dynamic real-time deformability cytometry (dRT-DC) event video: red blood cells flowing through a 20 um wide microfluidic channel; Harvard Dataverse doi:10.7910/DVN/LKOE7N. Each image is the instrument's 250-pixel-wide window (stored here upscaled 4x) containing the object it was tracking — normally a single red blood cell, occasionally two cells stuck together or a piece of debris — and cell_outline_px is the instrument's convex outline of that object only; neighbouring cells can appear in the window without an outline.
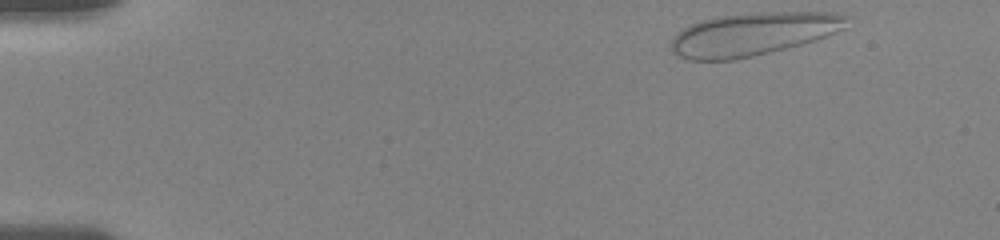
{"species": "human", "species_latin": "Homo sapiens", "temperature_condition": "room temperature", "stored_images_in_passage": 53, "camera_frame_rate_fps": 3000, "um_per_image_px": 0.085, "donor": {"sex": "female"}, "frame": {"image": 1, "passage_image": 1, "time_ms": 0.0, "image_size_px": [1000, 240], "cell_outline_px": [[852, 16], [844, 28], [836, 32], [816, 40], [752, 56], [732, 60], [688, 60], [676, 56], [672, 52], [672, 36], [676, 32], [700, 20], [716, 16], [768, 12], [828, 12]], "centroid_in_image_um": [63.99, 2.89], "position_along_channel_um": 21.0, "area_um2": 43.99}}
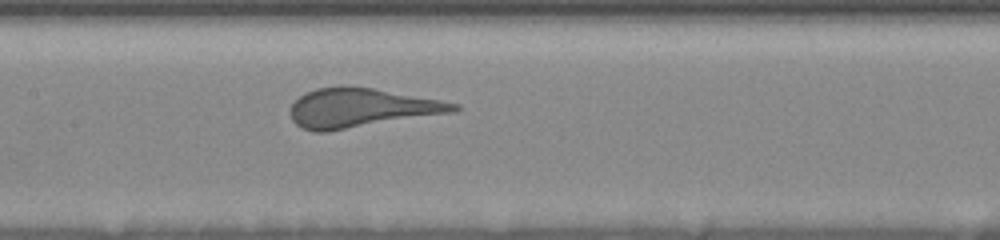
{"frame": {"image": 2, "passage_image": 31, "time_ms": 7.0, "image_size_px": [1000, 240], "cell_outline_px": [[460, 108], [452, 112], [328, 132], [312, 132], [300, 128], [292, 120], [288, 112], [292, 104], [304, 92], [316, 88], [372, 88], [440, 100], [460, 104]], "centroid_in_image_um": [30.63, 9.21], "position_along_channel_um": 176.8, "area_um2": 36.76}}
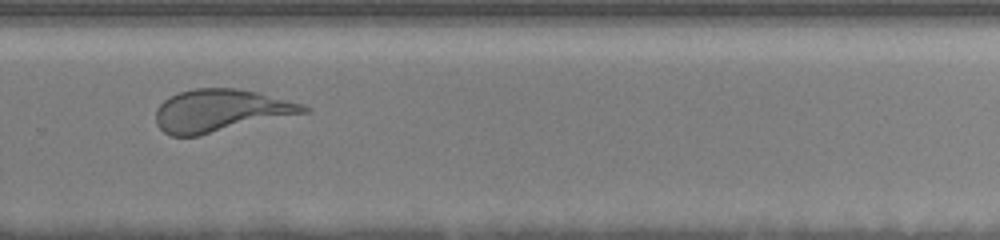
{"frame": {"image": 3, "passage_image": 48, "time_ms": 10.667, "image_size_px": [1000, 240], "cell_outline_px": [[308, 112], [200, 136], [172, 136], [164, 132], [156, 124], [156, 108], [164, 100], [180, 92], [192, 88], [236, 88], [260, 92], [304, 104], [308, 108]], "centroid_in_image_um": [18.75, 9.4], "position_along_channel_um": 311.1, "area_um2": 36.7}}